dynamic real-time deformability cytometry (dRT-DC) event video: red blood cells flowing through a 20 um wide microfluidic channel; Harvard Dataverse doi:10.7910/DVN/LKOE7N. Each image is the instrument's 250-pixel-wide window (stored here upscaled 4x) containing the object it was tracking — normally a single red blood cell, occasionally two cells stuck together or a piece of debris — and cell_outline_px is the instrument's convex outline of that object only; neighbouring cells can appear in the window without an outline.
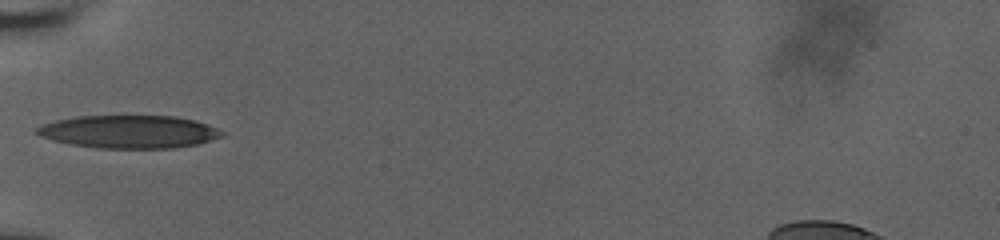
{"species": "human", "species_latin": "Homo sapiens", "temperature_condition": "room temperature", "stored_images_in_passage": 6, "camera_frame_rate_fps": 3000, "um_per_image_px": 0.085, "donor": {"sex": "male"}, "frame": {"image": 1, "passage_image": 1, "time_ms": 0.0, "image_size_px": [1000, 240], "cell_outline_px": [[228, 136], [196, 144], [172, 148], [96, 148], [72, 144], [52, 140], [40, 136], [36, 132], [36, 128], [44, 124], [56, 120], [76, 116], [176, 116], [196, 120], [208, 124], [228, 132]], "centroid_in_image_um": [11.06, 11.19], "position_along_channel_um": 73.9, "area_um2": 35.78}}
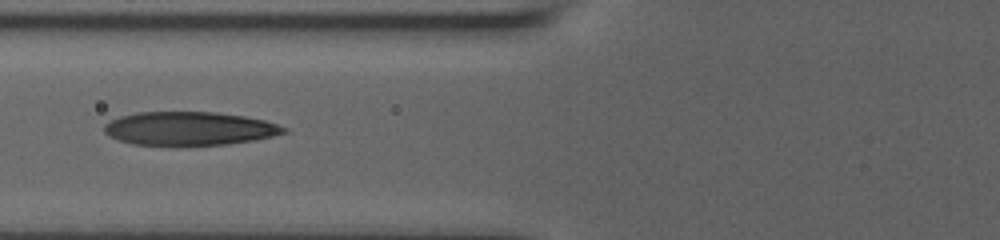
{"frame": {"image": 2, "passage_image": 5, "time_ms": 1.0, "image_size_px": [1000, 240], "cell_outline_px": [[288, 132], [272, 136], [252, 140], [228, 144], [132, 144], [108, 136], [104, 132], [104, 124], [120, 116], [136, 112], [216, 112], [244, 116], [264, 120], [288, 128]], "centroid_in_image_um": [16.09, 10.91], "position_along_channel_um": 109.7, "area_um2": 34.68}}